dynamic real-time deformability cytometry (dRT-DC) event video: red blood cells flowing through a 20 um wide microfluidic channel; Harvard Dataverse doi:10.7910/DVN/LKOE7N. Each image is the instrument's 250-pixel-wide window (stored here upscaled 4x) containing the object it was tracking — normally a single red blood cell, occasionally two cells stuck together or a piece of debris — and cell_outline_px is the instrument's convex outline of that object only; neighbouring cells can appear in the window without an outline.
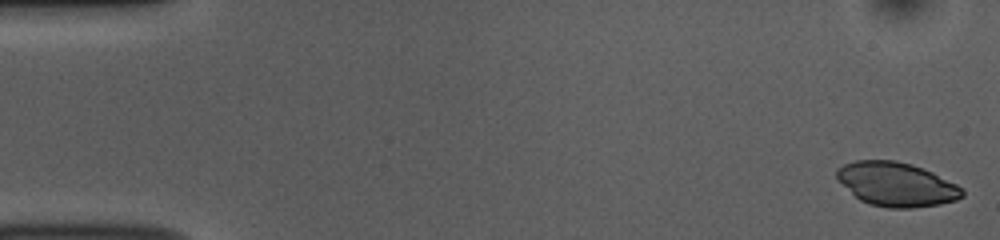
{"species": "common noctule bat (a hibernating species)", "species_latin": "Nyctalus noctula", "temperature_condition": "room temperature", "stored_images_in_passage": 51, "camera_frame_rate_fps": 3000, "um_per_image_px": 0.085, "animal": {"sex": "female", "body_mass_g": 10.0, "forearm_length_mm": 53.1}, "frame": {"image": 1, "passage_image": 1, "time_ms": 0.0, "image_size_px": [1000, 240], "cell_outline_px": [[964, 196], [956, 200], [940, 204], [912, 208], [888, 208], [868, 204], [860, 200], [836, 180], [836, 168], [844, 164], [856, 160], [896, 160], [912, 164], [932, 172], [964, 188]], "centroid_in_image_um": [76.18, 15.66], "position_along_channel_um": 8.8, "area_um2": 32.43}}